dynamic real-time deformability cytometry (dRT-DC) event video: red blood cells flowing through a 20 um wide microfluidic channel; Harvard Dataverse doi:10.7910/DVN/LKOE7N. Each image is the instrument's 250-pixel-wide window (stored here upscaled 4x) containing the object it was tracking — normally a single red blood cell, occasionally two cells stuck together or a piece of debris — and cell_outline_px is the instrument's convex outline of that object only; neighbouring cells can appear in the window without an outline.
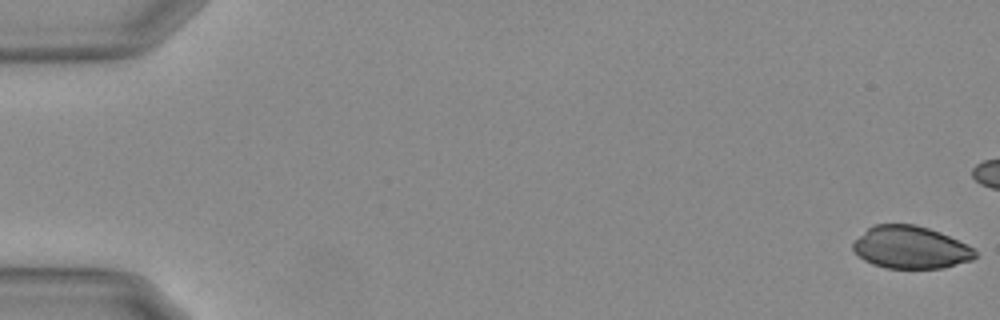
{"species": "Egyptian fruit bat (a non-hibernating species)", "species_latin": "Rousettus aegyptiacus", "temperature_condition": "warm", "stored_images_in_passage": 45, "camera_frame_rate_fps": 3000, "um_per_image_px": 0.085, "animal": {"sex": "female"}, "frame": {"image": 1, "passage_image": 1, "time_ms": 0.0, "image_size_px": [1000, 320], "cell_outline_px": [[976, 256], [972, 260], [944, 268], [888, 268], [872, 264], [864, 260], [852, 248], [852, 244], [872, 224], [916, 224], [940, 232], [972, 248], [976, 252]], "centroid_in_image_um": [77.39, 21.03], "position_along_channel_um": 7.6, "area_um2": 29.94}}
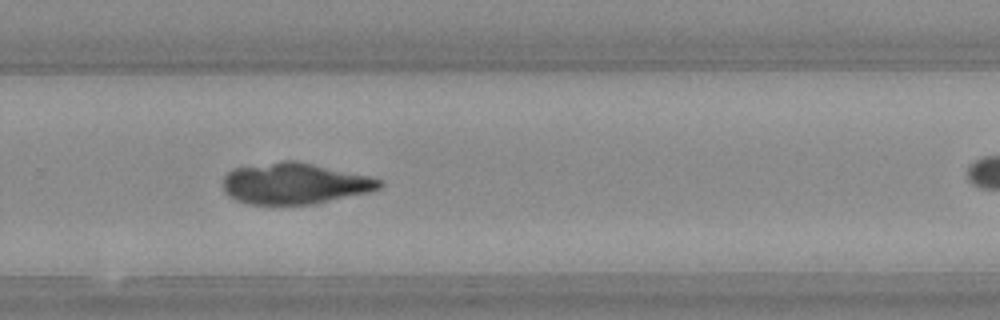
{"frame": {"image": 2, "passage_image": 38, "time_ms": 12.333, "image_size_px": [1000, 320], "cell_outline_px": [[384, 184], [380, 188], [368, 192], [316, 204], [248, 204], [236, 200], [228, 196], [224, 192], [224, 176], [232, 168], [284, 160], [292, 160], [312, 164], [368, 176], [380, 180]], "centroid_in_image_um": [25.01, 15.6], "position_along_channel_um": 304.8, "area_um2": 37.34}}
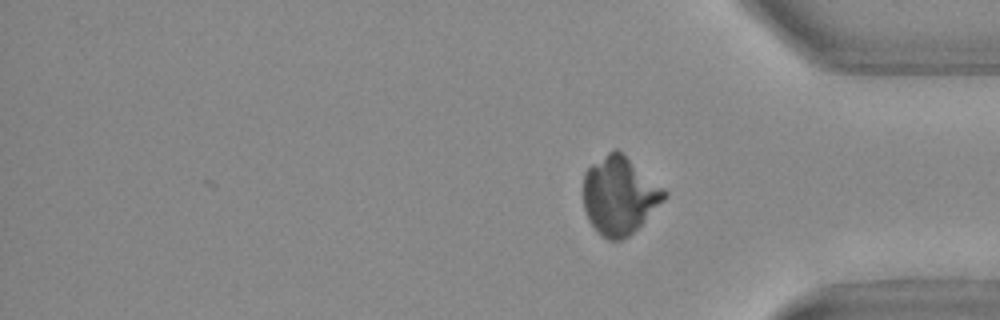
{"frame": {"image": 3, "passage_image": 45, "time_ms": 14.667, "image_size_px": [1000, 320], "cell_outline_px": [[668, 196], [628, 236], [620, 240], [608, 240], [600, 236], [596, 232], [588, 220], [584, 208], [584, 172], [592, 164], [608, 152], [616, 148], [664, 188], [668, 192]], "centroid_in_image_um": [52.63, 16.63], "position_along_channel_um": 382.6, "area_um2": 36.36}}